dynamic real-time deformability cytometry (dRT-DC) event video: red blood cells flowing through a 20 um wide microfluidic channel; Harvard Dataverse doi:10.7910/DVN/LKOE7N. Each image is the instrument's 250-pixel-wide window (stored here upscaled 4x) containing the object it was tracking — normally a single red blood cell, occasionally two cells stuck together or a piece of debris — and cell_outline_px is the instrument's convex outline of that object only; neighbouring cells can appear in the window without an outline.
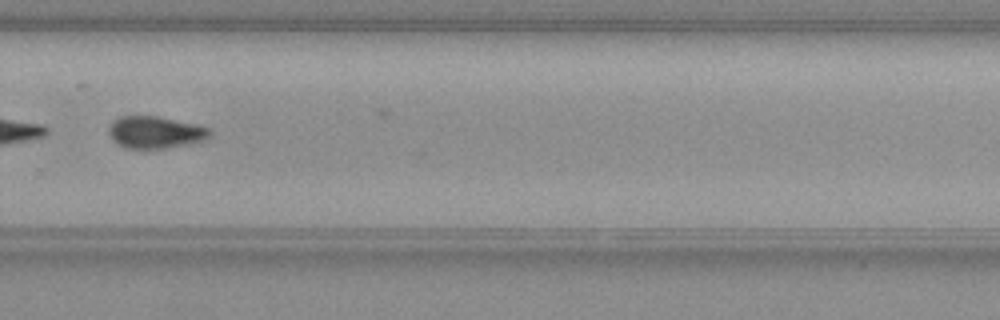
{"species": "common noctule bat (a hibernating species)", "species_latin": "Nyctalus noctula", "temperature_condition": "warm", "stored_images_in_passage": 27, "camera_frame_rate_fps": 3000, "um_per_image_px": 0.085, "animal": {"sex": "female", "body_mass_g": 19.3, "forearm_length_mm": 54.1}, "frame": {"image": 1, "passage_image": 22, "time_ms": 7.0, "image_size_px": [1000, 320], "cell_outline_px": [[212, 132], [204, 140], [164, 148], [124, 148], [108, 132], [108, 128], [112, 120], [120, 116], [156, 116], [200, 124], [208, 128]], "centroid_in_image_um": [13.2, 11.22], "position_along_channel_um": 316.6, "area_um2": 18.67}}